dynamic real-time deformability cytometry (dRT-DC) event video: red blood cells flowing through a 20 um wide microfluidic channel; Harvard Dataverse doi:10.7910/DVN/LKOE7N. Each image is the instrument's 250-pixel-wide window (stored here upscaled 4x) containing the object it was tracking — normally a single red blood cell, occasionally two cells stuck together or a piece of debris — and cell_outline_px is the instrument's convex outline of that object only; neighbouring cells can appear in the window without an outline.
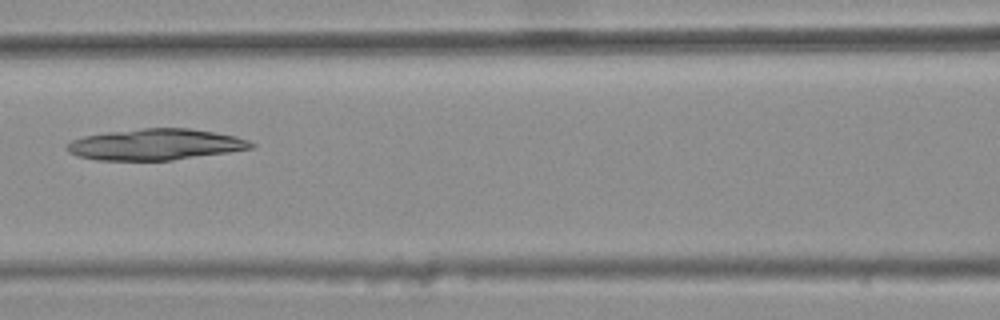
{"species": "common noctule bat (a hibernating species)", "species_latin": "Nyctalus noctula", "temperature_condition": "warm", "stored_images_in_passage": 6, "camera_frame_rate_fps": 3000, "um_per_image_px": 0.085, "animal": {"sex": "female", "body_mass_g": 25.1}, "frame": {"image": 1, "passage_image": 6, "time_ms": 1.667, "image_size_px": [1000, 320], "cell_outline_px": [[256, 144], [252, 148], [228, 152], [172, 160], [96, 160], [76, 156], [68, 152], [64, 148], [64, 144], [72, 140], [84, 136], [108, 132], [140, 128], [188, 128], [236, 136], [248, 140]], "centroid_in_image_um": [13.16, 12.28], "position_along_channel_um": 153.4, "area_um2": 33.47}}